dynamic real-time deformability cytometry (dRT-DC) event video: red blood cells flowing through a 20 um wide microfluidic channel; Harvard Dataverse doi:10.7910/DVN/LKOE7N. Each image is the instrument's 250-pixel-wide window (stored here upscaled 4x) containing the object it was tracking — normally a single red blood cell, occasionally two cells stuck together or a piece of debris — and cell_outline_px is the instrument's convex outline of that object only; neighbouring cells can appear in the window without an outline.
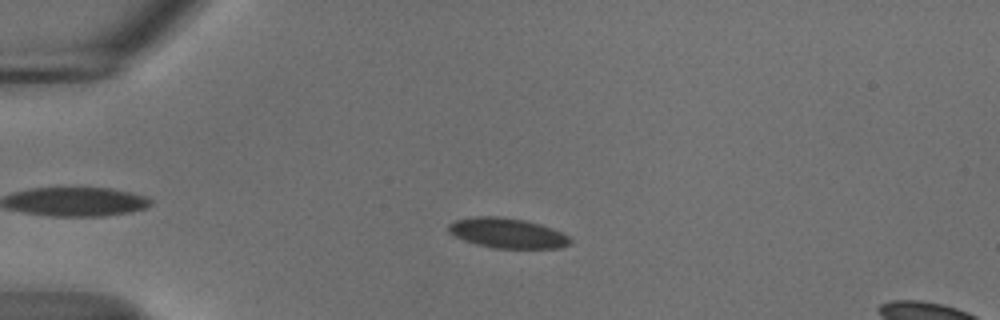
{"species": "common noctule bat (a hibernating species)", "species_latin": "Nyctalus noctula", "temperature_condition": "cold", "stored_images_in_passage": 51, "camera_frame_rate_fps": 3000, "um_per_image_px": 0.085, "animal": {"sex": "male", "body_mass_g": 18.8}, "frame": {"image": 1, "passage_image": 10, "time_ms": 3.0, "image_size_px": [1000, 320], "cell_outline_px": [[572, 244], [560, 248], [492, 248], [476, 244], [464, 240], [448, 232], [448, 224], [456, 220], [476, 216], [500, 216], [524, 220], [540, 224], [560, 232], [568, 236], [572, 240]], "centroid_in_image_um": [43.13, 19.82], "position_along_channel_um": 41.9, "area_um2": 21.27}}
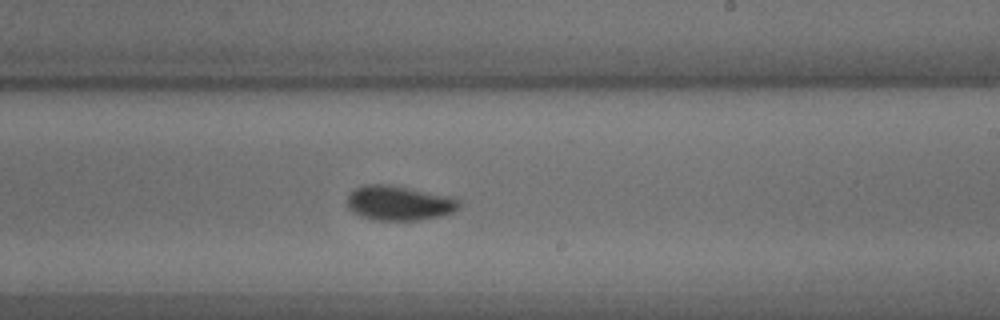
{"frame": {"image": 2, "passage_image": 30, "time_ms": 9.667, "image_size_px": [1000, 320], "cell_outline_px": [[460, 204], [452, 212], [440, 216], [420, 220], [376, 220], [360, 216], [352, 212], [348, 208], [348, 196], [356, 188], [364, 184], [384, 184], [456, 196], [460, 200]], "centroid_in_image_um": [33.94, 17.26], "position_along_channel_um": 255.1, "area_um2": 22.66}}
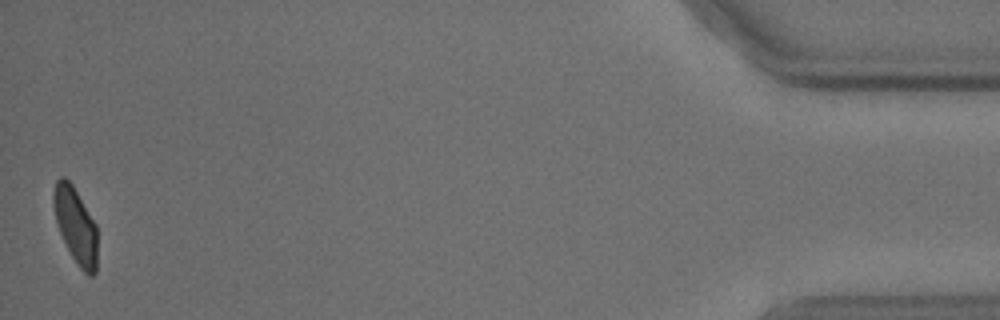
{"frame": {"image": 3, "passage_image": 51, "time_ms": 16.667, "image_size_px": [1000, 320], "cell_outline_px": [[96, 272], [92, 276], [88, 276], [80, 268], [72, 256], [60, 232], [56, 220], [52, 200], [52, 192], [56, 180], [60, 176], [64, 176], [72, 184], [96, 224]], "centroid_in_image_um": [6.41, 19.13], "position_along_channel_um": 428.8, "area_um2": 19.13}, "authors_computed_cell_mechanics": {"area_um2": 21.386, "velocity_mm_per_s": 3.674, "shape_relaxation_time_tau1_ms": 3.1585, "shape_relaxation_time_tau2_ms": 2.8016, "deformation_change_tau1": 0.0962, "deformation_change_tau2": 0.0504}}